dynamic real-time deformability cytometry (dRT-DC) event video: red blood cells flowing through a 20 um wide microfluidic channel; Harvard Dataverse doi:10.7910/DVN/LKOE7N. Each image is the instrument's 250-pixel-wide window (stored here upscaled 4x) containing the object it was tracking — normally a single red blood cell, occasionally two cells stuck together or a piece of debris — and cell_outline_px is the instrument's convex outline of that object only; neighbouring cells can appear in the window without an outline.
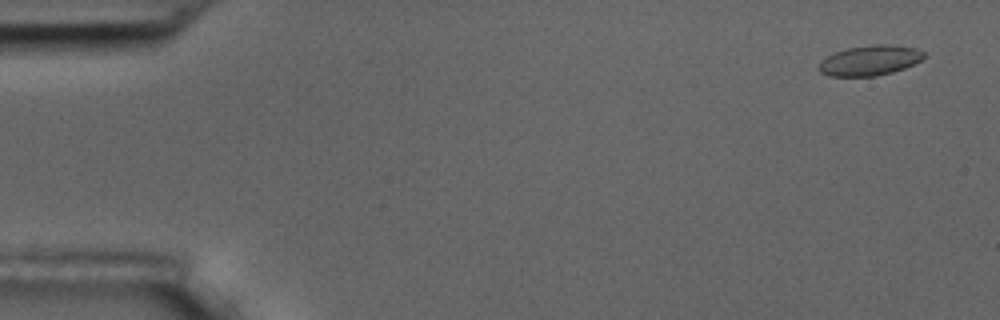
{"species": "common noctule bat (a hibernating species)", "species_latin": "Nyctalus noctula", "temperature_condition": "room temperature", "stored_images_in_passage": 5, "camera_frame_rate_fps": 3000, "um_per_image_px": 0.085, "animal": {"sex": "male", "body_mass_g": 17.5, "forearm_length_mm": 52.3}, "frame": {"image": 1, "passage_image": 1, "time_ms": 0.0, "image_size_px": [1000, 320], "cell_outline_px": [[924, 56], [920, 60], [904, 68], [892, 72], [876, 76], [828, 76], [820, 72], [816, 68], [820, 60], [836, 52], [848, 48], [872, 44], [888, 44], [916, 48], [924, 52]], "centroid_in_image_um": [73.89, 5.14], "position_along_channel_um": 11.1, "area_um2": 18.44}}
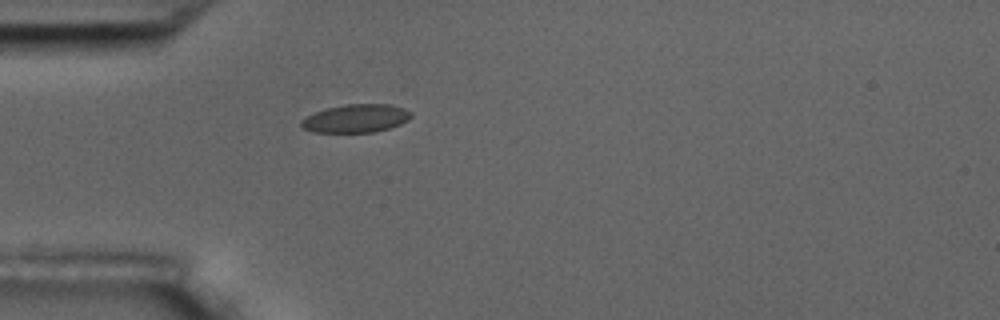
{"frame": {"image": 2, "passage_image": 5, "time_ms": 4.667, "image_size_px": [1000, 320], "cell_outline_px": [[412, 116], [408, 120], [400, 124], [388, 128], [372, 132], [312, 132], [300, 128], [300, 120], [324, 108], [344, 104], [388, 104], [404, 108], [412, 112]], "centroid_in_image_um": [30.23, 10.06], "position_along_channel_um": 54.8, "area_um2": 18.15}}